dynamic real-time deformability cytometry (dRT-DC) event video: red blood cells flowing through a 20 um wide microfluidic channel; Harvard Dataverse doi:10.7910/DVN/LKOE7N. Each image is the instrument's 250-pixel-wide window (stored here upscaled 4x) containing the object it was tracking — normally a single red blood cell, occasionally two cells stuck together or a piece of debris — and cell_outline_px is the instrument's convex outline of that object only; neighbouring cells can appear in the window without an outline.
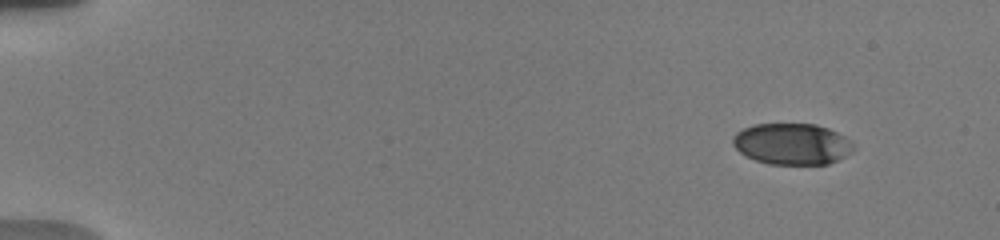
{"species": "human", "species_latin": "Homo sapiens", "temperature_condition": "warm", "stored_images_in_passage": 7, "camera_frame_rate_fps": 3000, "um_per_image_px": 0.085, "donor": {"sex": "male"}, "frame": {"image": 1, "passage_image": 1, "time_ms": 0.0, "image_size_px": [1000, 240], "cell_outline_px": [[852, 152], [828, 164], [768, 164], [756, 160], [740, 152], [732, 144], [732, 136], [736, 132], [752, 124], [816, 124], [828, 128], [852, 140]], "centroid_in_image_um": [67.3, 12.23], "position_along_channel_um": 17.7, "area_um2": 28.96}}
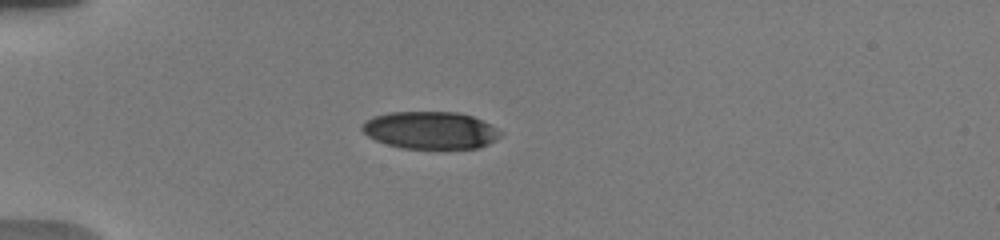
{"frame": {"image": 2, "passage_image": 5, "time_ms": 3.667, "image_size_px": [1000, 240], "cell_outline_px": [[504, 132], [496, 140], [480, 148], [404, 148], [388, 144], [376, 140], [368, 136], [360, 128], [360, 124], [372, 116], [388, 112], [456, 112], [472, 116]], "centroid_in_image_um": [36.56, 11.06], "position_along_channel_um": 48.4, "area_um2": 30.11}}
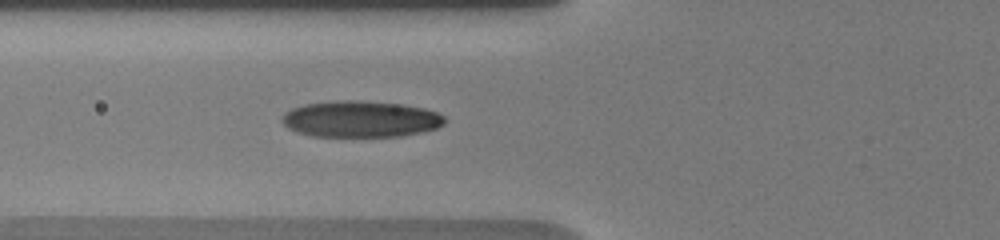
{"frame": {"image": 3, "passage_image": 7, "time_ms": 5.667, "image_size_px": [1000, 240], "cell_outline_px": [[444, 124], [436, 128], [420, 132], [400, 136], [312, 136], [296, 132], [288, 128], [280, 120], [280, 116], [284, 112], [292, 108], [304, 104], [340, 100], [356, 100], [400, 104], [424, 108], [436, 112], [444, 116]], "centroid_in_image_um": [30.59, 10.12], "position_along_channel_um": 95.2, "area_um2": 34.45}}